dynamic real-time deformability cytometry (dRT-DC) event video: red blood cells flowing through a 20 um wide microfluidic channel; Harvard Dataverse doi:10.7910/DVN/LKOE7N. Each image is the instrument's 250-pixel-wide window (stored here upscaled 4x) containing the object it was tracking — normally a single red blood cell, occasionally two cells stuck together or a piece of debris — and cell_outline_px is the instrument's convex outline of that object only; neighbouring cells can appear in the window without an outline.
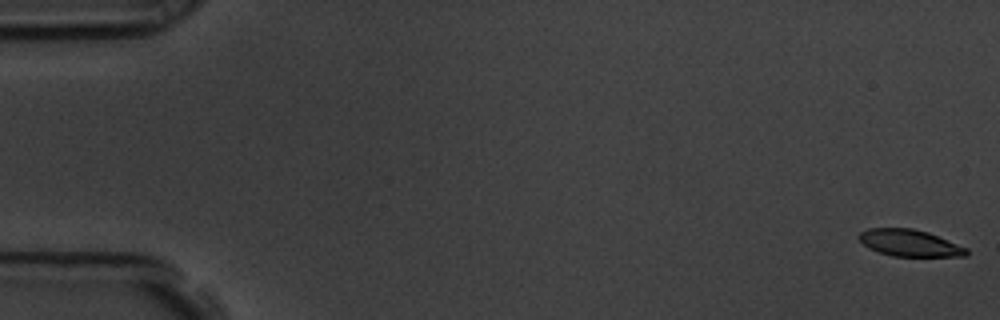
{"species": "common noctule bat (a hibernating species)", "species_latin": "Nyctalus noctula", "temperature_condition": "room temperature", "stored_images_in_passage": 58, "camera_frame_rate_fps": 3000, "um_per_image_px": 0.085, "animal": {"sex": "male", "body_mass_g": 19.5, "forearm_length_mm": 54.6}, "frame": {"image": 1, "passage_image": 1, "time_ms": 0.0, "image_size_px": [1000, 320], "cell_outline_px": [[968, 256], [892, 256], [868, 248], [856, 236], [860, 232], [868, 228], [912, 228], [928, 232], [968, 248]], "centroid_in_image_um": [77.31, 20.65], "position_along_channel_um": 7.7, "area_um2": 16.76}}
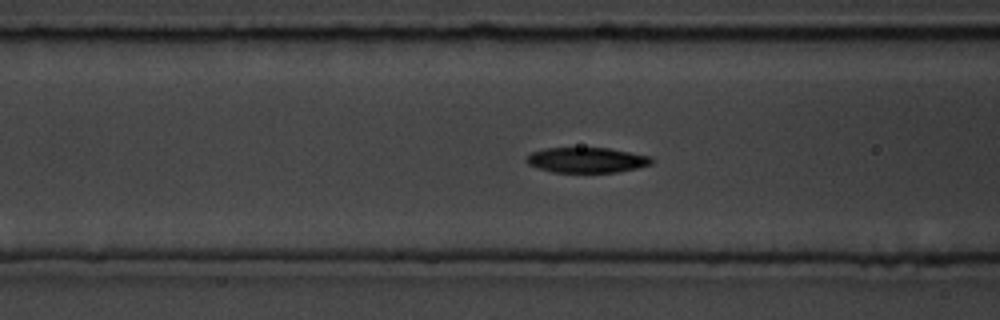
{"frame": {"image": 2, "passage_image": 23, "time_ms": 7.333, "image_size_px": [1000, 320], "cell_outline_px": [[652, 164], [636, 168], [616, 172], [552, 172], [528, 164], [524, 160], [532, 152], [544, 148], [608, 148], [652, 156]], "centroid_in_image_um": [49.87, 13.6], "position_along_channel_um": 116.7, "area_um2": 18.32}}
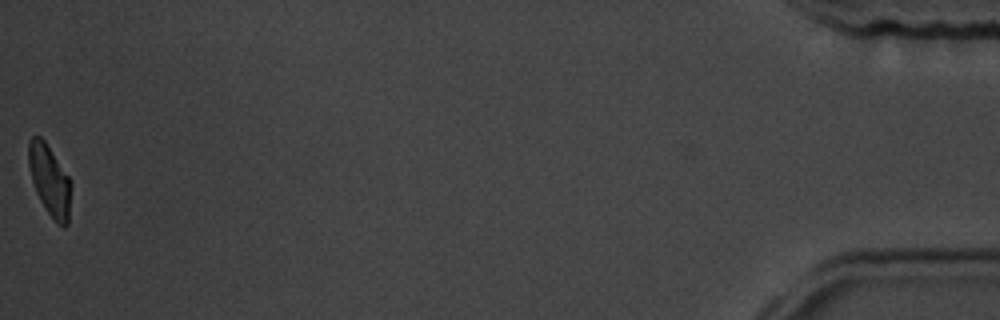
{"frame": {"image": 3, "passage_image": 58, "time_ms": 19.0, "image_size_px": [1000, 320], "cell_outline_px": [[72, 184], [68, 224], [64, 228], [56, 224], [40, 200], [36, 192], [32, 180], [28, 164], [28, 140], [32, 136], [40, 136], [44, 140], [72, 180]], "centroid_in_image_um": [4.24, 15.34], "position_along_channel_um": 431.0, "area_um2": 17.8}, "authors_computed_cell_mechanics": {"area_um2": 18.496, "velocity_mm_per_s": 3.5395, "shape_relaxation_time_tau1_ms": 2.4351, "shape_relaxation_time_tau2_ms": 3.7896, "deformation_change_tau1": 0.1234, "deformation_change_tau2": 0.0891}}